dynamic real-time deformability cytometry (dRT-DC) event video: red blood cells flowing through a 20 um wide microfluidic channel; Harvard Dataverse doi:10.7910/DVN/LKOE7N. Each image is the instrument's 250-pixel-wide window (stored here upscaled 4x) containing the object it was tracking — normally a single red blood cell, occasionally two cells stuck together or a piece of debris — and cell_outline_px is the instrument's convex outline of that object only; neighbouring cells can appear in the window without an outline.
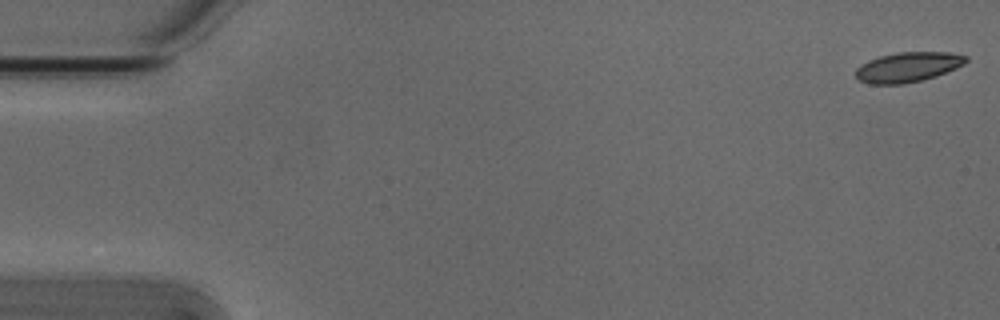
{"species": "Egyptian fruit bat (a non-hibernating species)", "species_latin": "Rousettus aegyptiacus", "temperature_condition": "cold", "stored_images_in_passage": 20, "camera_frame_rate_fps": 3000, "um_per_image_px": 0.085, "animal": {"sex": "male"}, "frame": {"image": 1, "passage_image": 1, "time_ms": 0.0, "image_size_px": [1000, 320], "cell_outline_px": [[968, 60], [964, 64], [956, 68], [936, 76], [904, 84], [868, 84], [860, 80], [856, 76], [856, 68], [868, 60], [880, 56], [896, 52], [948, 52], [968, 56]], "centroid_in_image_um": [77.18, 5.7], "position_along_channel_um": 7.8, "area_um2": 19.19}}
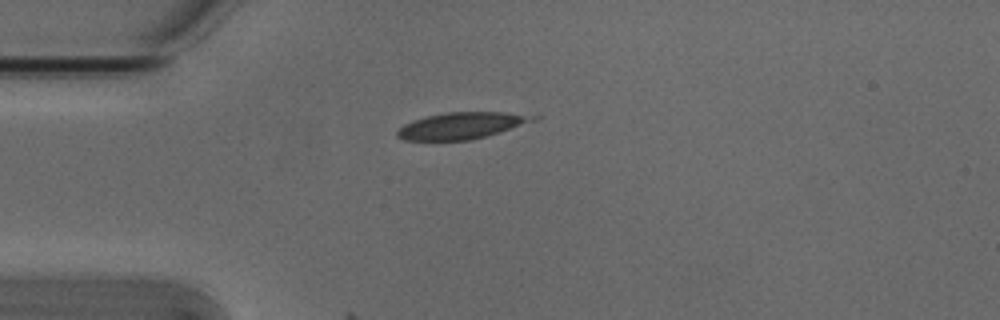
{"frame": {"image": 2, "passage_image": 14, "time_ms": 4.333, "image_size_px": [1000, 320], "cell_outline_px": [[524, 120], [500, 132], [472, 140], [404, 140], [396, 136], [396, 132], [404, 124], [412, 120], [428, 116], [448, 112], [504, 112], [524, 116]], "centroid_in_image_um": [38.92, 10.71], "position_along_channel_um": 46.1, "area_um2": 19.77}}